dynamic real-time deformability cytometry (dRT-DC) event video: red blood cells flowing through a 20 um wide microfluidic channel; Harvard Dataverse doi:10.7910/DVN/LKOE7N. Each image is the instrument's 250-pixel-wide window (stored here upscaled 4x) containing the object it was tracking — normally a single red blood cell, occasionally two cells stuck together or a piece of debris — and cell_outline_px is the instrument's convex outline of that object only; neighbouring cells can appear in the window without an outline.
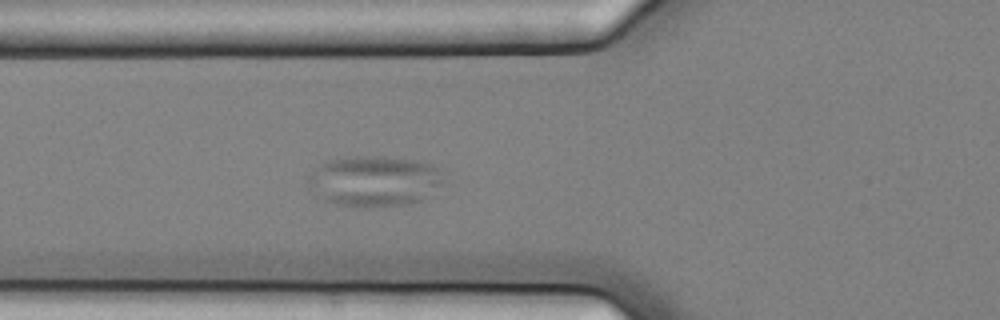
{"species": "common noctule bat (a hibernating species)", "species_latin": "Nyctalus noctula", "temperature_condition": "cold", "stored_images_in_passage": 25, "camera_frame_rate_fps": 3000, "um_per_image_px": 0.085, "animal": {"sex": "female", "body_mass_g": 25.1}, "frame": {"image": 1, "passage_image": 22, "time_ms": 7.0, "image_size_px": [1000, 320], "cell_outline_px": [[440, 184], [420, 200], [404, 204], [368, 208], [336, 204], [324, 200], [316, 196], [308, 188], [308, 176], [328, 160], [336, 156], [384, 156], [412, 160], [432, 164], [440, 168]], "centroid_in_image_um": [31.73, 15.38], "position_along_channel_um": 94.1, "area_um2": 39.88}}
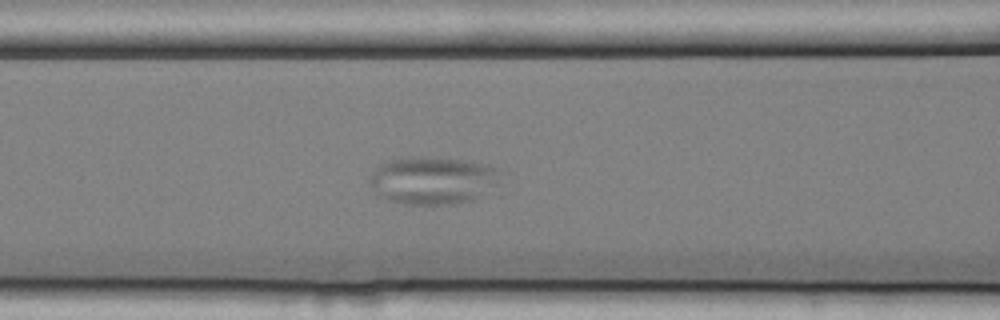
{"frame": {"image": 2, "passage_image": 25, "time_ms": 8.0, "image_size_px": [1000, 320], "cell_outline_px": [[500, 172], [480, 196], [472, 200], [456, 204], [404, 204], [388, 200], [380, 196], [368, 180], [372, 172], [380, 164], [392, 160], [412, 156], [460, 160], [484, 164], [500, 168]], "centroid_in_image_um": [36.7, 15.33], "position_along_channel_um": 129.9, "area_um2": 35.37}}